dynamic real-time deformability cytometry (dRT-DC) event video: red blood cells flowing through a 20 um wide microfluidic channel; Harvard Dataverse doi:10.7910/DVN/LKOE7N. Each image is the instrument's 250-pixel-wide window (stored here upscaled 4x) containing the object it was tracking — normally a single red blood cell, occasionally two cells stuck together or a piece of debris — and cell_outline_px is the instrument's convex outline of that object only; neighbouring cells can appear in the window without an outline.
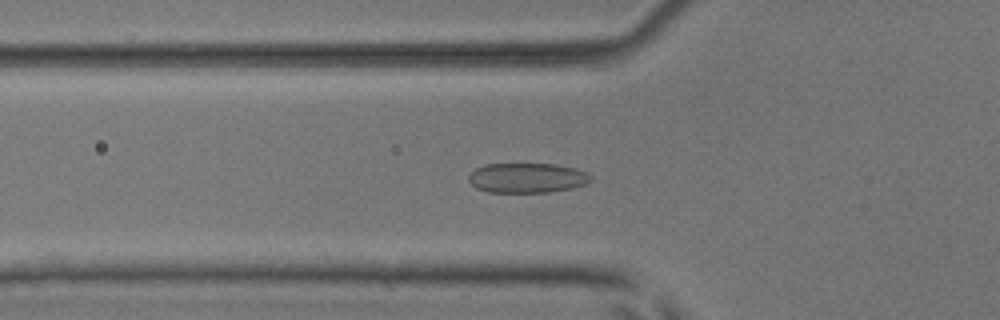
{"species": "common noctule bat (a hibernating species)", "species_latin": "Nyctalus noctula", "temperature_condition": "room temperature", "stored_images_in_passage": 41, "camera_frame_rate_fps": 3000, "um_per_image_px": 0.085, "animal": {"sex": "male", "body_mass_g": 17.9, "forearm_length_mm": 54.2}, "frame": {"image": 1, "passage_image": 8, "time_ms": 2.333, "image_size_px": [1000, 320], "cell_outline_px": [[592, 180], [588, 184], [572, 188], [548, 192], [488, 192], [476, 188], [468, 180], [468, 176], [476, 168], [484, 164], [556, 164], [576, 168], [592, 176]], "centroid_in_image_um": [44.82, 15.12], "position_along_channel_um": 81.0, "area_um2": 21.33}}
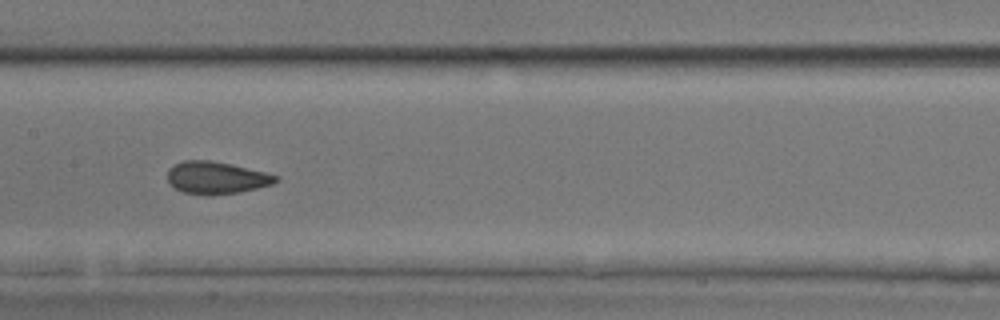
{"frame": {"image": 2, "passage_image": 16, "time_ms": 5.0, "image_size_px": [1000, 320], "cell_outline_px": [[280, 180], [272, 184], [240, 192], [184, 192], [176, 188], [168, 180], [168, 168], [184, 160], [212, 160], [232, 164], [280, 176]], "centroid_in_image_um": [18.43, 15.05], "position_along_channel_um": 189.0, "area_um2": 19.59}}
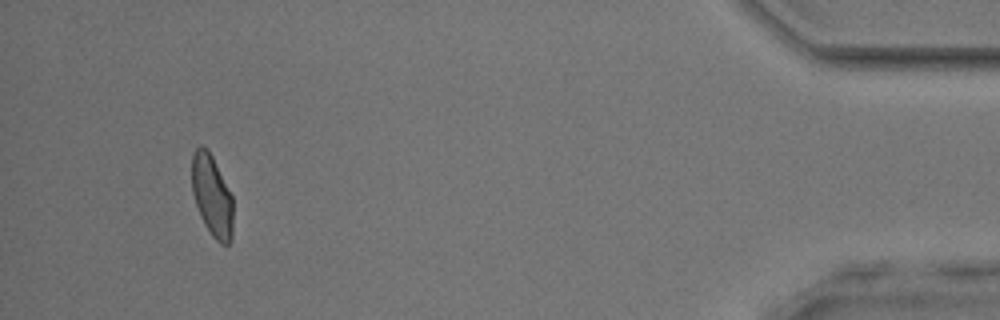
{"frame": {"image": 3, "passage_image": 38, "time_ms": 12.333, "image_size_px": [1000, 320], "cell_outline_px": [[232, 240], [228, 244], [220, 244], [212, 236], [204, 224], [200, 216], [192, 192], [192, 152], [200, 144], [208, 148], [232, 196]], "centroid_in_image_um": [18.0, 16.63], "position_along_channel_um": 417.2, "area_um2": 19.59}, "authors_computed_cell_mechanics": {"area_um2": 20.3456, "velocity_mm_per_s": 4.0463, "shape_relaxation_time_tau1_ms": 5.0122, "shape_relaxation_time_tau2_ms": 1.0064, "deformation_change_tau1": 0.1368, "deformation_change_tau2": 0.0595}}